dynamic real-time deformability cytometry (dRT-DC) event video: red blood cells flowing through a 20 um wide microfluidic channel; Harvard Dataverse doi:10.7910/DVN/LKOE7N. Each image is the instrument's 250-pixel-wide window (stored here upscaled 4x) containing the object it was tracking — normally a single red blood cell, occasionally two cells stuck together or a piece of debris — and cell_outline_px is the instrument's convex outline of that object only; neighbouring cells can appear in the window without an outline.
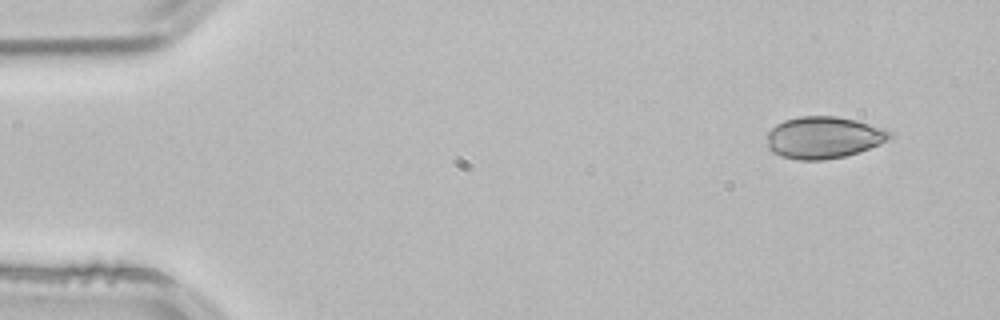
{"species": "common noctule bat (a hibernating species)", "species_latin": "Nyctalus noctula", "temperature_condition": "room temperature", "stored_images_in_passage": 3, "camera_frame_rate_fps": 3000, "um_per_image_px": 0.085, "animal": {"sex": "male", "body_mass_g": 21.5, "forearm_length_mm": 52.0}, "frame": {"image": 1, "passage_image": 1, "time_ms": 0.0, "image_size_px": [1000, 320], "cell_outline_px": [[892, 136], [888, 140], [880, 144], [860, 152], [844, 156], [824, 160], [800, 160], [780, 156], [772, 152], [768, 148], [768, 132], [776, 124], [784, 120], [800, 116], [836, 116], [856, 120], [868, 124], [888, 132]], "centroid_in_image_um": [69.96, 11.7], "position_along_channel_um": 15.0, "area_um2": 29.77}}
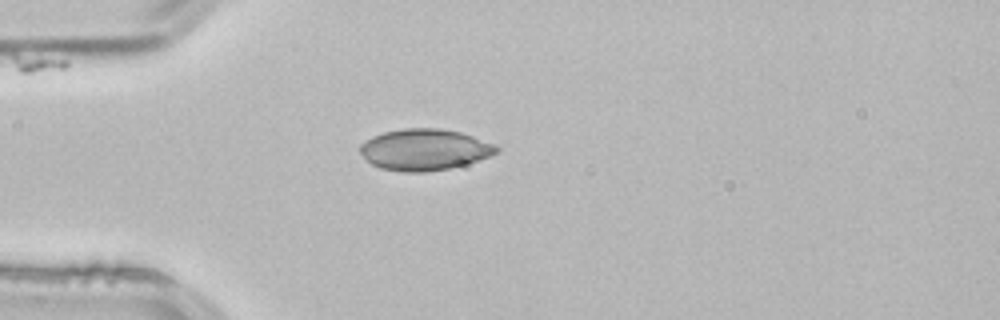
{"frame": {"image": 2, "passage_image": 3, "time_ms": 0.667, "image_size_px": [1000, 320], "cell_outline_px": [[500, 148], [496, 152], [488, 156], [452, 168], [424, 172], [404, 172], [380, 168], [372, 164], [360, 152], [360, 144], [372, 136], [384, 132], [404, 128], [440, 128], [460, 132], [496, 144]], "centroid_in_image_um": [36.07, 12.71], "position_along_channel_um": 48.9, "area_um2": 32.66}}